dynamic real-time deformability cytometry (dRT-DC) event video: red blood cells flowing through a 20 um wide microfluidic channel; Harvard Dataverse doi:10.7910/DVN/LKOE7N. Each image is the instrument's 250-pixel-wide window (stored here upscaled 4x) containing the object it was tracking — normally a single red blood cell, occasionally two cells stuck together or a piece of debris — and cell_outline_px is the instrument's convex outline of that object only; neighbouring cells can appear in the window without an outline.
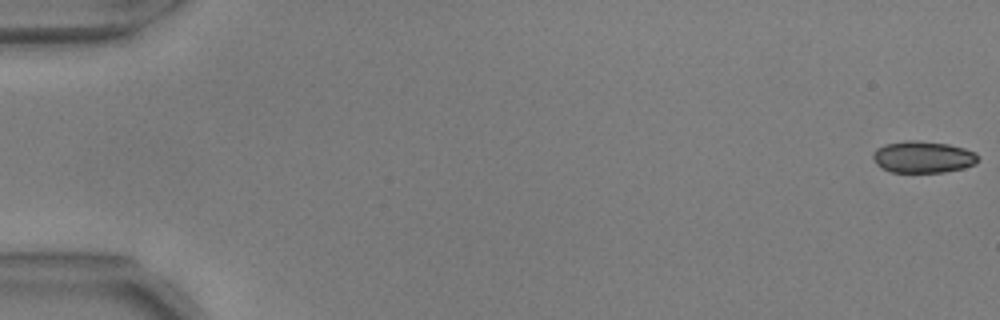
{"species": "common noctule bat (a hibernating species)", "species_latin": "Nyctalus noctula", "temperature_condition": "warm", "stored_images_in_passage": 55, "camera_frame_rate_fps": 3000, "um_per_image_px": 0.085, "animal": {"sex": "male", "body_mass_g": 17.9, "forearm_length_mm": 54.2}, "frame": {"image": 1, "passage_image": 1, "time_ms": 0.0, "image_size_px": [1000, 320], "cell_outline_px": [[976, 164], [964, 168], [944, 172], [888, 172], [880, 168], [876, 164], [872, 156], [872, 152], [876, 148], [884, 144], [908, 140], [916, 140], [948, 144], [964, 148], [976, 152]], "centroid_in_image_um": [78.4, 13.35], "position_along_channel_um": 6.6, "area_um2": 19.59}}
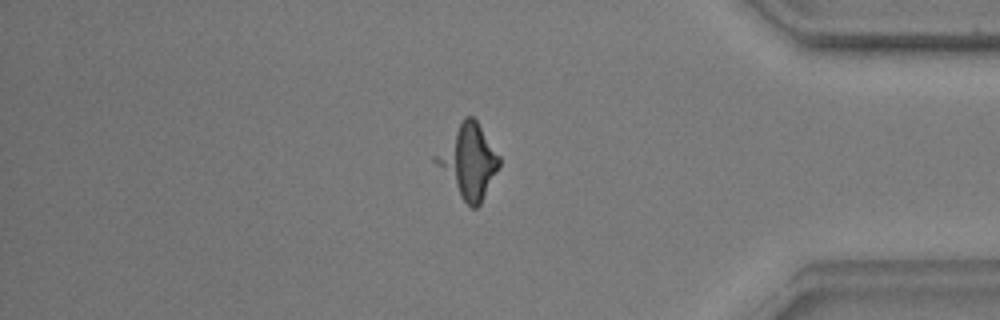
{"frame": {"image": 2, "passage_image": 47, "time_ms": 15.333, "image_size_px": [1000, 320], "cell_outline_px": [[500, 164], [480, 204], [476, 208], [472, 208], [464, 200], [432, 160], [432, 156], [464, 116], [472, 116], [476, 120], [500, 156]], "centroid_in_image_um": [39.8, 13.66], "position_along_channel_um": 395.4, "area_um2": 26.47}}
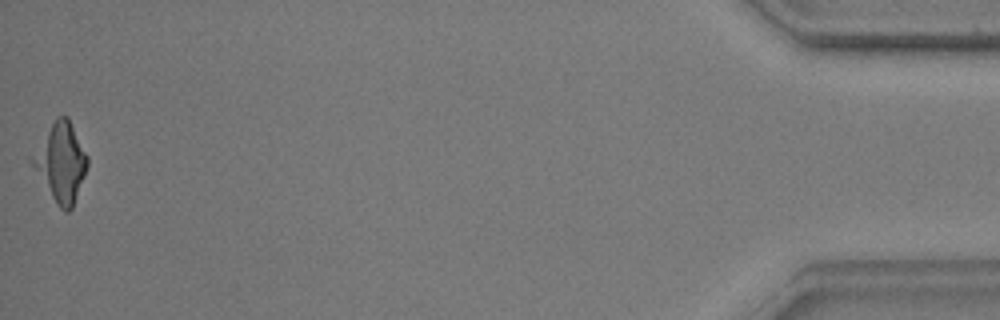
{"frame": {"image": 3, "passage_image": 55, "time_ms": 18.0, "image_size_px": [1000, 320], "cell_outline_px": [[88, 164], [84, 176], [72, 208], [68, 212], [64, 212], [56, 204], [28, 160], [56, 116], [68, 116], [88, 156]], "centroid_in_image_um": [5.17, 13.79], "position_along_channel_um": 430.0, "area_um2": 24.97}}